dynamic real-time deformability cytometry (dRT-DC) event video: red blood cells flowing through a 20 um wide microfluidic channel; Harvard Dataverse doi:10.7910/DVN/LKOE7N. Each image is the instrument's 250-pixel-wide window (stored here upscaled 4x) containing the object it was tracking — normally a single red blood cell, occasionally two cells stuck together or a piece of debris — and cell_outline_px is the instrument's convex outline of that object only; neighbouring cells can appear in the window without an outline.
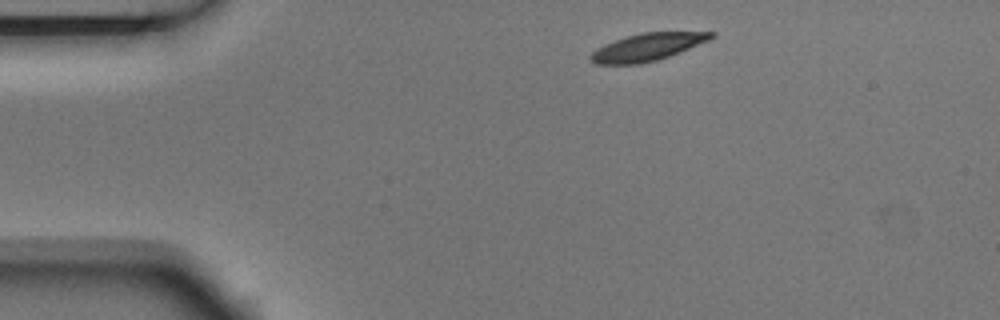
{"species": "Egyptian fruit bat (a non-hibernating species)", "species_latin": "Rousettus aegyptiacus", "temperature_condition": "room temperature", "stored_images_in_passage": 3, "camera_frame_rate_fps": 3000, "um_per_image_px": 0.085, "animal": {"sex": "male"}, "frame": {"image": 1, "passage_image": 1, "time_ms": 0.0, "image_size_px": [1000, 320], "cell_outline_px": [[716, 36], [708, 40], [680, 52], [656, 60], [640, 64], [596, 64], [588, 60], [588, 56], [592, 52], [604, 44], [640, 32], [716, 32]], "centroid_in_image_um": [55.0, 4.0], "position_along_channel_um": 30.0, "area_um2": 19.13}}
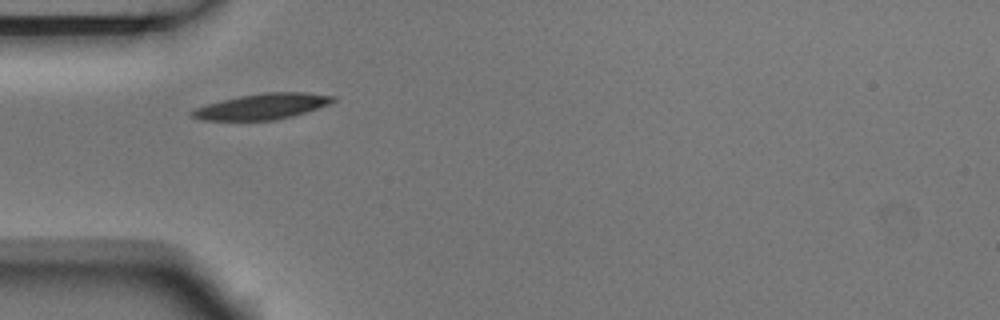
{"frame": {"image": 2, "passage_image": 3, "time_ms": 0.667, "image_size_px": [1000, 320], "cell_outline_px": [[336, 100], [328, 104], [292, 116], [272, 120], [200, 120], [192, 116], [188, 112], [196, 108], [208, 104], [240, 96], [264, 92], [304, 92], [336, 96]], "centroid_in_image_um": [22.28, 9.04], "position_along_channel_um": 62.7, "area_um2": 20.81}}